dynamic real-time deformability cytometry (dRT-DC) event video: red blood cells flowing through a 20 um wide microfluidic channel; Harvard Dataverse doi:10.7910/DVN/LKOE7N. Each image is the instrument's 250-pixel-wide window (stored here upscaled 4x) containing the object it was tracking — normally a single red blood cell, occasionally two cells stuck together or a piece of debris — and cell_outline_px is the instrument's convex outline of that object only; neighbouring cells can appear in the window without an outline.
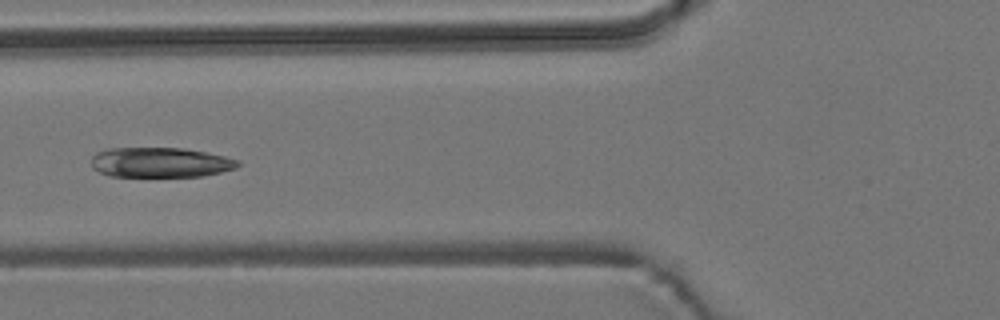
{"species": "common noctule bat (a hibernating species)", "species_latin": "Nyctalus noctula", "temperature_condition": "room temperature", "stored_images_in_passage": 9, "camera_frame_rate_fps": 3000, "um_per_image_px": 0.085, "animal": {"sex": "male", "body_mass_g": 19.2, "forearm_length_mm": 51.8}, "frame": {"image": 1, "passage_image": 7, "time_ms": 7.333, "image_size_px": [1000, 320], "cell_outline_px": [[240, 164], [236, 168], [204, 176], [108, 176], [92, 168], [92, 156], [96, 152], [108, 148], [184, 148], [224, 156], [240, 160]], "centroid_in_image_um": [13.62, 13.8], "position_along_channel_um": 112.2, "area_um2": 25.61}}
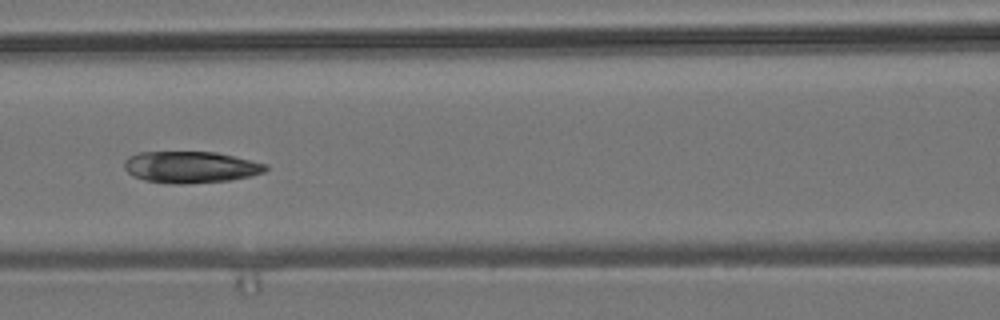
{"frame": {"image": 2, "passage_image": 8, "time_ms": 8.333, "image_size_px": [1000, 320], "cell_outline_px": [[268, 168], [264, 172], [252, 176], [228, 180], [188, 184], [172, 184], [144, 180], [132, 176], [124, 168], [124, 160], [128, 156], [140, 152], [216, 152], [268, 164]], "centroid_in_image_um": [16.19, 14.21], "position_along_channel_um": 150.4, "area_um2": 26.18}}
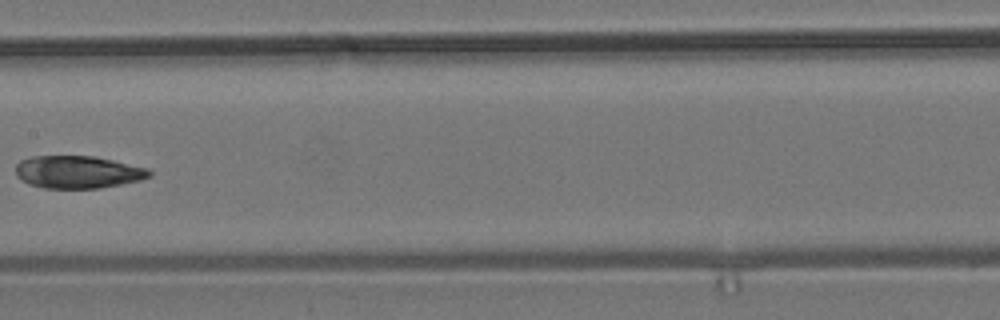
{"frame": {"image": 3, "passage_image": 9, "time_ms": 9.667, "image_size_px": [1000, 320], "cell_outline_px": [[152, 176], [140, 180], [100, 188], [44, 188], [28, 184], [16, 176], [16, 164], [20, 160], [32, 156], [96, 156], [148, 168], [152, 172]], "centroid_in_image_um": [6.61, 14.62], "position_along_channel_um": 200.8, "area_um2": 25.49}}